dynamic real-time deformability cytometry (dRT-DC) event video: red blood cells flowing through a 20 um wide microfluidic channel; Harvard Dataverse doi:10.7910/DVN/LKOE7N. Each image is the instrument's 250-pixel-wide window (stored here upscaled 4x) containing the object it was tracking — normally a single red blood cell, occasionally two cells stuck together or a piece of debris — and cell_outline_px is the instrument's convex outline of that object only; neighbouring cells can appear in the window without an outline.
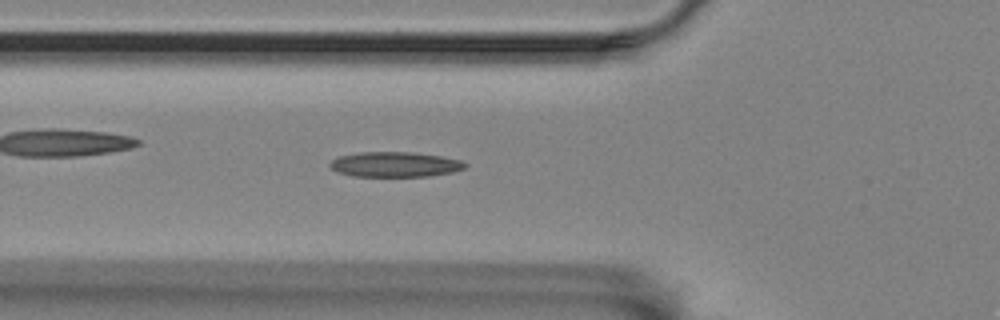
{"species": "Egyptian fruit bat (a non-hibernating species)", "species_latin": "Rousettus aegyptiacus", "temperature_condition": "room temperature", "stored_images_in_passage": 40, "camera_frame_rate_fps": 3000, "um_per_image_px": 0.085, "animal": {"sex": "female"}, "frame": {"image": 1, "passage_image": 3, "time_ms": 0.667, "image_size_px": [1000, 320], "cell_outline_px": [[468, 164], [464, 168], [452, 172], [428, 176], [352, 176], [336, 172], [328, 164], [332, 160], [340, 156], [360, 152], [412, 152], [440, 156], [460, 160]], "centroid_in_image_um": [33.55, 13.97], "position_along_channel_um": 92.2, "area_um2": 19.65}}
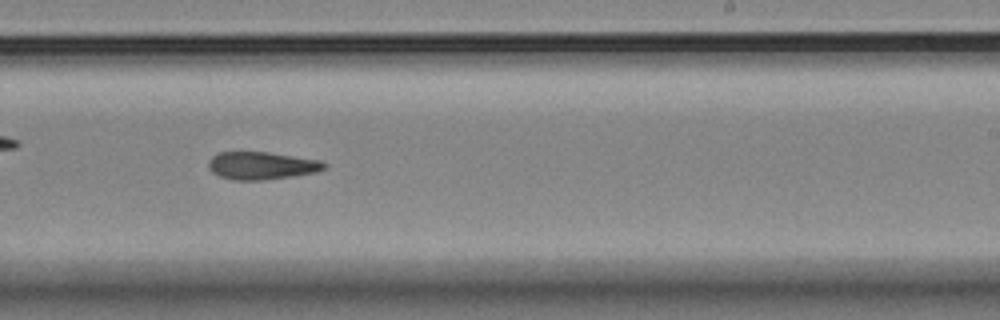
{"frame": {"image": 2, "passage_image": 18, "time_ms": 5.667, "image_size_px": [1000, 320], "cell_outline_px": [[328, 164], [324, 168], [316, 172], [292, 176], [264, 180], [232, 180], [220, 176], [212, 172], [208, 168], [208, 160], [212, 156], [220, 152], [268, 152], [320, 160]], "centroid_in_image_um": [22.21, 14.08], "position_along_channel_um": 266.8, "area_um2": 18.67}}
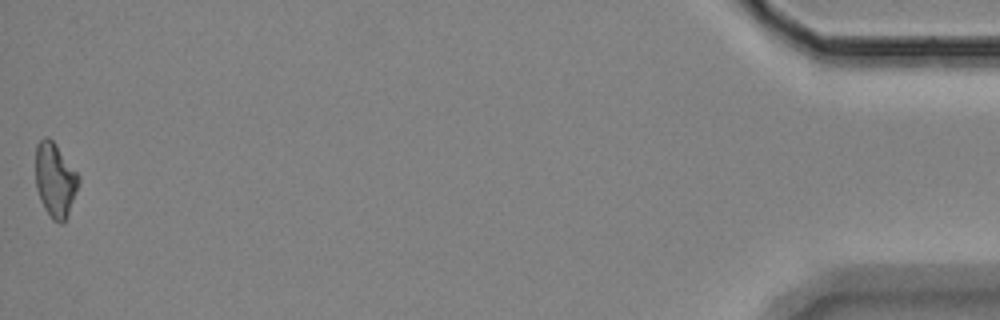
{"frame": {"image": 3, "passage_image": 40, "time_ms": 13.0, "image_size_px": [1000, 320], "cell_outline_px": [[80, 180], [68, 216], [64, 224], [60, 224], [52, 220], [44, 208], [40, 200], [36, 188], [36, 144], [44, 136], [48, 136], [56, 144], [80, 176]], "centroid_in_image_um": [4.69, 15.31], "position_along_channel_um": 430.5, "area_um2": 18.84}}